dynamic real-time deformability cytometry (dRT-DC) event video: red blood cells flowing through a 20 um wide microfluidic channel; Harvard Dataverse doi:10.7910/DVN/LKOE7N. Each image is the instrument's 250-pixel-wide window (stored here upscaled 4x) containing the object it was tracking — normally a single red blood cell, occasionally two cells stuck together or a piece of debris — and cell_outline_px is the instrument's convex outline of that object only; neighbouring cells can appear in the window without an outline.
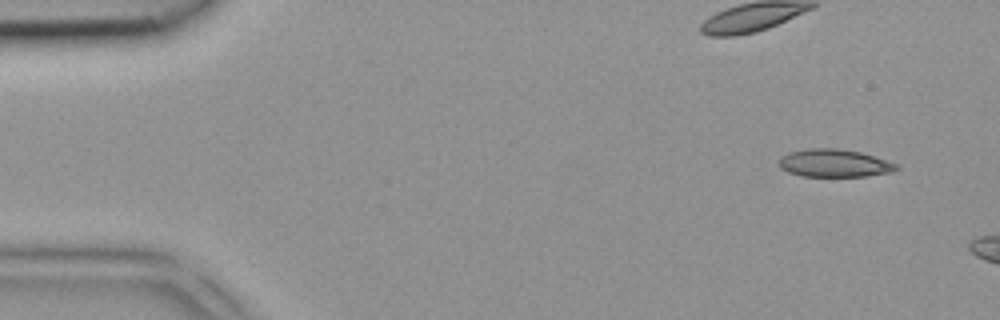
{"species": "common noctule bat (a hibernating species)", "species_latin": "Nyctalus noctula", "temperature_condition": "room temperature", "stored_images_in_passage": 3, "camera_frame_rate_fps": 3000, "um_per_image_px": 0.085, "animal": {"sex": "female", "body_mass_g": 18.4}, "frame": {"image": 1, "passage_image": 1, "time_ms": 0.0, "image_size_px": [1000, 320], "cell_outline_px": [[900, 168], [892, 172], [868, 176], [804, 176], [788, 172], [780, 168], [780, 156], [788, 152], [808, 148], [836, 148], [860, 152], [900, 164]], "centroid_in_image_um": [70.94, 13.86], "position_along_channel_um": 14.1, "area_um2": 19.13}}